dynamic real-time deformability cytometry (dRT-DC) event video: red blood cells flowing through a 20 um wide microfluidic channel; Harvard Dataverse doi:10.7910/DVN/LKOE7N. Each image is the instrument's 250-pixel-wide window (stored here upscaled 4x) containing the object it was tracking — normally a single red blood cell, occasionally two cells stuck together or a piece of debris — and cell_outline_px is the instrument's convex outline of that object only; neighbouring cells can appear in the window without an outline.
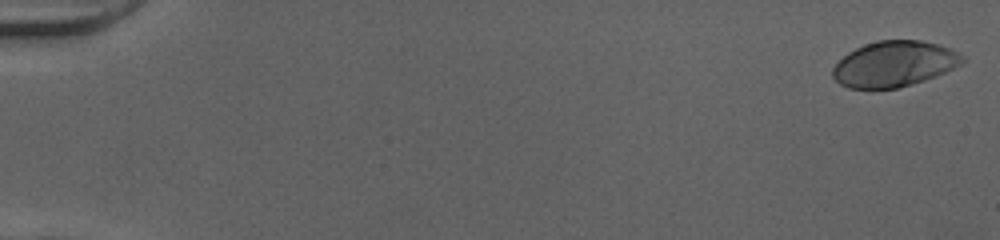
{"species": "human", "species_latin": "Homo sapiens", "temperature_condition": "cold", "stored_images_in_passage": 52, "camera_frame_rate_fps": 3000, "um_per_image_px": 0.085, "donor": {"sex": "female"}, "frame": {"image": 1, "passage_image": 1, "time_ms": 0.0, "image_size_px": [1000, 240], "cell_outline_px": [[964, 60], [960, 64], [936, 76], [912, 84], [896, 88], [872, 92], [848, 88], [840, 84], [832, 76], [832, 68], [848, 52], [864, 44], [876, 40], [920, 40], [940, 44], [964, 56]], "centroid_in_image_um": [75.95, 5.47], "position_along_channel_um": 9.1, "area_um2": 34.97}}
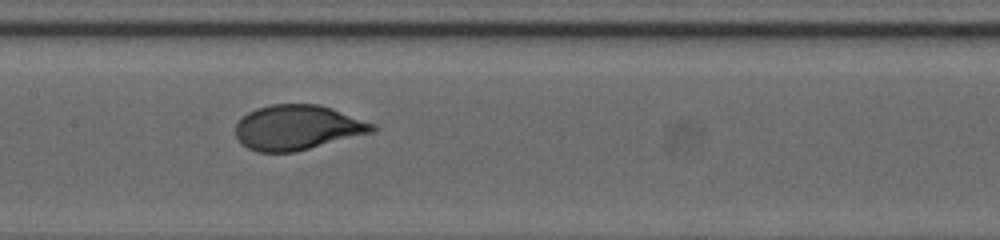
{"frame": {"image": 2, "passage_image": 27, "time_ms": 8.667, "image_size_px": [1000, 240], "cell_outline_px": [[376, 132], [296, 152], [256, 152], [248, 148], [236, 136], [236, 124], [248, 112], [256, 108], [272, 104], [320, 104], [332, 108], [376, 124]], "centroid_in_image_um": [25.34, 10.84], "position_along_channel_um": 182.1, "area_um2": 36.01}}
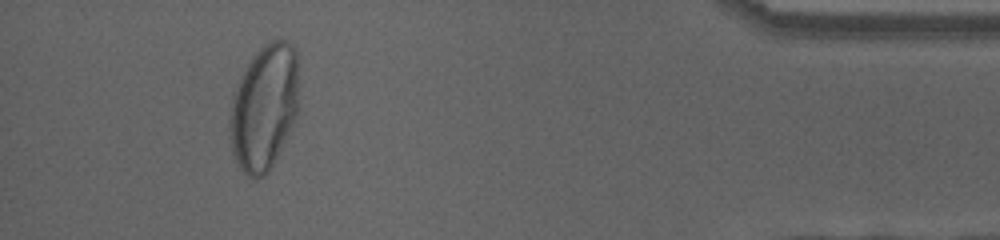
{"frame": {"image": 3, "passage_image": 48, "time_ms": 15.667, "image_size_px": [1000, 240], "cell_outline_px": [[300, 108], [268, 172], [264, 176], [256, 180], [248, 176], [240, 168], [232, 152], [228, 128], [228, 120], [232, 92], [236, 84], [248, 64], [256, 52], [264, 44], [272, 40], [284, 40], [292, 44], [300, 60]], "centroid_in_image_um": [22.48, 9.08], "position_along_channel_um": 412.7, "area_um2": 51.73}, "authors_computed_cell_mechanics": {"area_um2": 35.8938, "velocity_mm_per_s": 4.0173, "shape_relaxation_time_tau1_ms": 3.9364, "shape_relaxation_time_tau2_ms": null, "deformation_change_tau1": 0.197, "deformation_change_tau2": null}}